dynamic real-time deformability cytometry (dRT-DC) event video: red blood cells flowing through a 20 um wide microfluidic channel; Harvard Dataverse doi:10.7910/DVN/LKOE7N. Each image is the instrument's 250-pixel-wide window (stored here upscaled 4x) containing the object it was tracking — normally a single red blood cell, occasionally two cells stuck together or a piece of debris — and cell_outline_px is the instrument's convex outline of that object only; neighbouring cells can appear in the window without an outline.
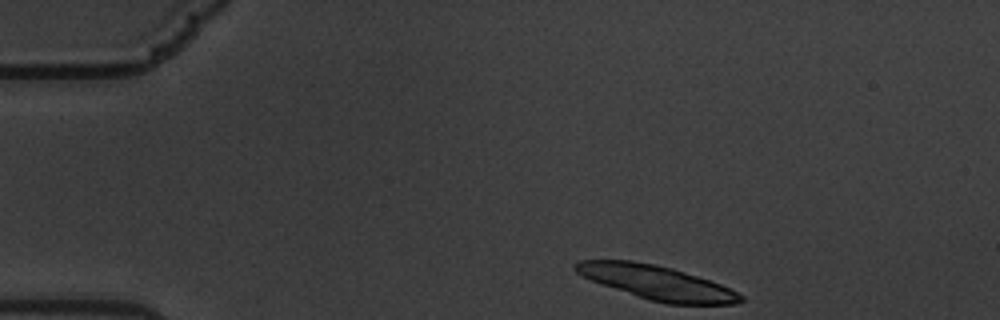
{"species": "common noctule bat (a hibernating species)", "species_latin": "Nyctalus noctula", "temperature_condition": "warm", "stored_images_in_passage": 7, "camera_frame_rate_fps": 3000, "um_per_image_px": 0.085, "animal": {"sex": "male", "body_mass_g": 19.5, "forearm_length_mm": 54.6}, "frame": {"image": 1, "passage_image": 1, "time_ms": 0.0, "image_size_px": [1000, 320], "cell_outline_px": [[744, 300], [736, 304], [668, 304], [652, 300], [600, 284], [576, 272], [572, 268], [572, 264], [580, 260], [632, 260], [672, 268], [720, 284], [744, 296]], "centroid_in_image_um": [55.8, 24.01], "position_along_channel_um": 29.2, "area_um2": 32.31}}